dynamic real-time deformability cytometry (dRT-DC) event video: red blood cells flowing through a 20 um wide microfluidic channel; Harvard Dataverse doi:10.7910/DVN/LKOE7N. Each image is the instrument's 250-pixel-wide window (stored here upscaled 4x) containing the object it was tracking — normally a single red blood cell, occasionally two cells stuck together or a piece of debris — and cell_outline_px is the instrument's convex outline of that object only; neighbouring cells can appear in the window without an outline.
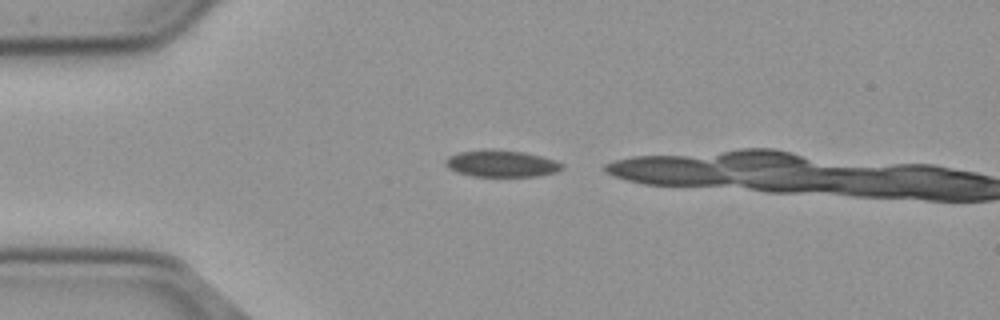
{"species": "common noctule bat (a hibernating species)", "species_latin": "Nyctalus noctula", "temperature_condition": "cold", "stored_images_in_passage": 3, "camera_frame_rate_fps": 3000, "um_per_image_px": 0.085, "animal": {"sex": "male", "body_mass_g": 23.1, "forearm_length_mm": 52.7}, "frame": {"image": 1, "passage_image": 1, "time_ms": 0.0, "image_size_px": [1000, 320], "cell_outline_px": [[564, 168], [556, 172], [536, 176], [472, 176], [456, 172], [448, 168], [444, 164], [444, 160], [448, 156], [460, 152], [488, 148], [524, 152], [540, 156], [564, 164]], "centroid_in_image_um": [42.57, 13.9], "position_along_channel_um": 42.4, "area_um2": 18.26}}